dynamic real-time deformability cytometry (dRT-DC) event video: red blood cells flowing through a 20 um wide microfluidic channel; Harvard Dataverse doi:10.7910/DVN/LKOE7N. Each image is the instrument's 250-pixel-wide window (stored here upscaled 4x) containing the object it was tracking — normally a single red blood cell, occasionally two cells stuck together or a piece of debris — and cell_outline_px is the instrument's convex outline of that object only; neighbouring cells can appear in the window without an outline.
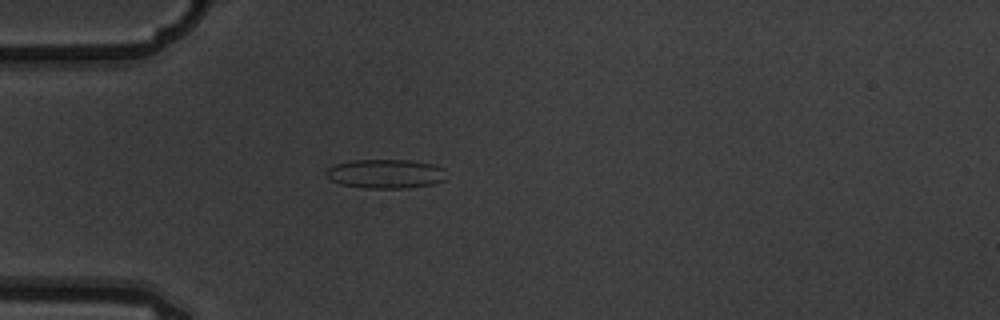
{"species": "common noctule bat (a hibernating species)", "species_latin": "Nyctalus noctula", "temperature_condition": "warm", "stored_images_in_passage": 4, "camera_frame_rate_fps": 3000, "um_per_image_px": 0.085, "animal": {"sex": "male", "body_mass_g": 19.5, "forearm_length_mm": 54.6}, "frame": {"image": 1, "passage_image": 4, "time_ms": 1.0, "image_size_px": [1000, 320], "cell_outline_px": [[444, 180], [436, 184], [404, 188], [364, 188], [340, 184], [332, 180], [324, 172], [328, 168], [336, 164], [352, 160], [412, 160], [432, 164], [444, 168]], "centroid_in_image_um": [32.78, 14.77], "position_along_channel_um": 52.2, "area_um2": 20.4}}